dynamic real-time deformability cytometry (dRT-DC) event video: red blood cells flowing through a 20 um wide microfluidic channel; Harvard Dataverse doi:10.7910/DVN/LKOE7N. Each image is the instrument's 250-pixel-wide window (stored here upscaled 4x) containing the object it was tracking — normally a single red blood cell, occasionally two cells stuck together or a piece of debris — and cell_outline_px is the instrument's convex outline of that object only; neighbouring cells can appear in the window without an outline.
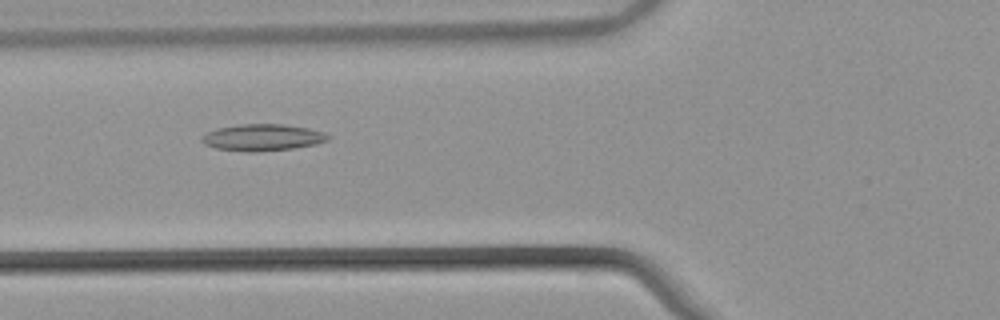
{"species": "common noctule bat (a hibernating species)", "species_latin": "Nyctalus noctula", "temperature_condition": "warm", "stored_images_in_passage": 53, "camera_frame_rate_fps": 3000, "um_per_image_px": 0.085, "animal": {"sex": "male", "body_mass_g": 21.5, "forearm_length_mm": 52.0}, "frame": {"image": 1, "passage_image": 19, "time_ms": 6.0, "image_size_px": [1000, 320], "cell_outline_px": [[332, 136], [328, 140], [316, 144], [292, 148], [256, 152], [248, 152], [216, 148], [204, 144], [200, 140], [200, 136], [216, 128], [240, 124], [284, 124], [308, 128], [324, 132]], "centroid_in_image_um": [22.31, 11.68], "position_along_channel_um": 103.5, "area_um2": 19.71}}
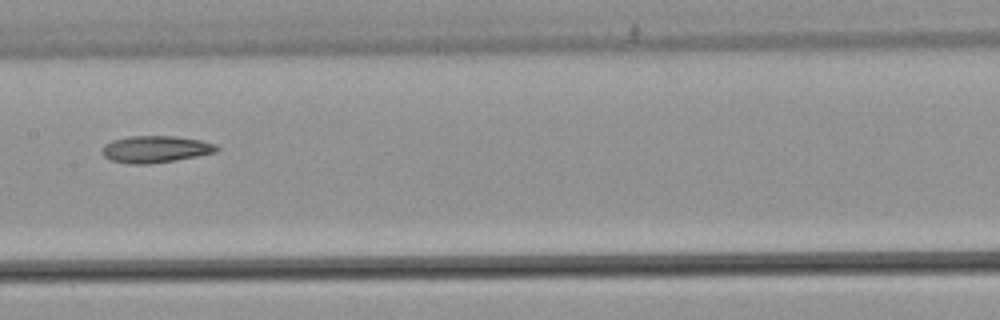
{"frame": {"image": 2, "passage_image": 26, "time_ms": 8.333, "image_size_px": [1000, 320], "cell_outline_px": [[220, 148], [216, 152], [176, 160], [148, 164], [128, 164], [112, 160], [104, 156], [100, 152], [104, 144], [112, 140], [128, 136], [176, 136], [200, 140], [216, 144]], "centroid_in_image_um": [13.2, 12.68], "position_along_channel_um": 194.2, "area_um2": 18.03}}
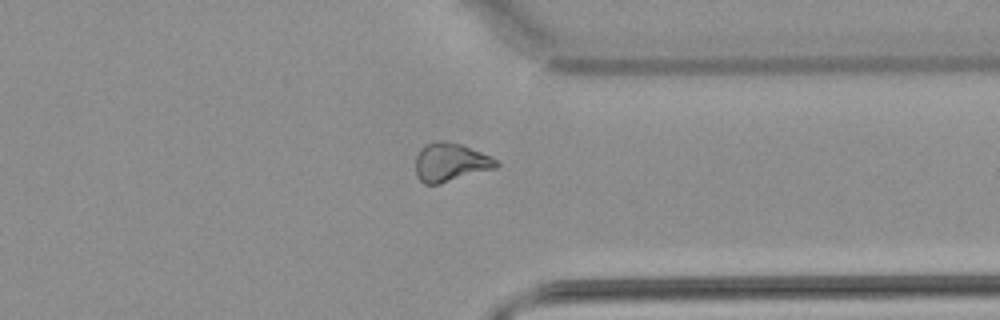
{"frame": {"image": 3, "passage_image": 40, "time_ms": 13.0, "image_size_px": [1000, 320], "cell_outline_px": [[500, 164], [496, 168], [440, 184], [424, 184], [416, 176], [416, 156], [420, 148], [424, 144], [436, 140], [448, 140], [460, 144], [480, 152], [496, 160]], "centroid_in_image_um": [38.25, 13.79], "position_along_channel_um": 373.2, "area_um2": 18.21}}